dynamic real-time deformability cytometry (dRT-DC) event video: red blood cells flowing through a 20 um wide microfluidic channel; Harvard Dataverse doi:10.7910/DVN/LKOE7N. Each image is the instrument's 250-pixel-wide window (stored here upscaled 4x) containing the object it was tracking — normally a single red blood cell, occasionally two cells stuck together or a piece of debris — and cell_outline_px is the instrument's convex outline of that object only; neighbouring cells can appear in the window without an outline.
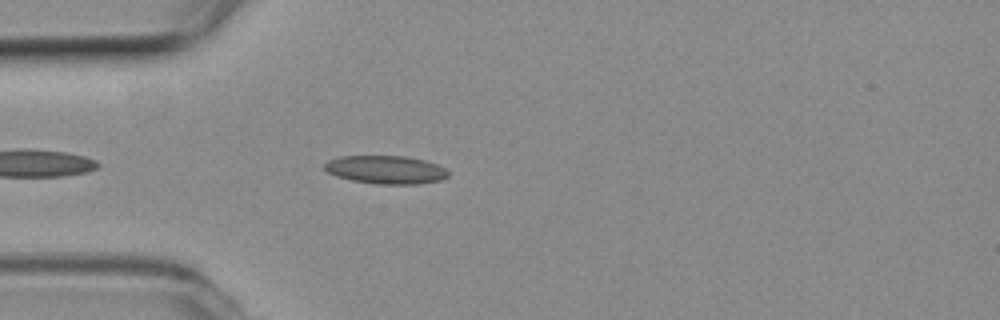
{"species": "common noctule bat (a hibernating species)", "species_latin": "Nyctalus noctula", "temperature_condition": "room temperature", "stored_images_in_passage": 25, "camera_frame_rate_fps": 3000, "um_per_image_px": 0.085, "animal": {"sex": "female", "body_mass_g": 19.3, "forearm_length_mm": 54.1}, "frame": {"image": 1, "passage_image": 4, "time_ms": 1.0, "image_size_px": [1000, 320], "cell_outline_px": [[448, 176], [440, 180], [420, 184], [376, 184], [352, 180], [336, 176], [328, 172], [324, 168], [324, 164], [328, 160], [340, 156], [404, 156], [424, 160], [436, 164], [444, 168], [448, 172]], "centroid_in_image_um": [32.78, 14.42], "position_along_channel_um": 52.2, "area_um2": 20.29}}
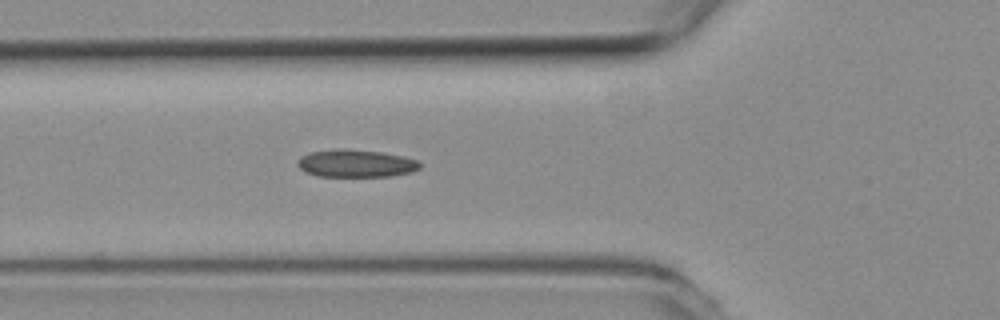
{"frame": {"image": 2, "passage_image": 8, "time_ms": 2.333, "image_size_px": [1000, 320], "cell_outline_px": [[420, 168], [412, 172], [392, 176], [320, 176], [304, 172], [296, 164], [300, 156], [312, 152], [336, 148], [344, 148], [380, 152], [404, 156], [416, 160], [420, 164]], "centroid_in_image_um": [30.23, 13.88], "position_along_channel_um": 95.6, "area_um2": 19.71}}
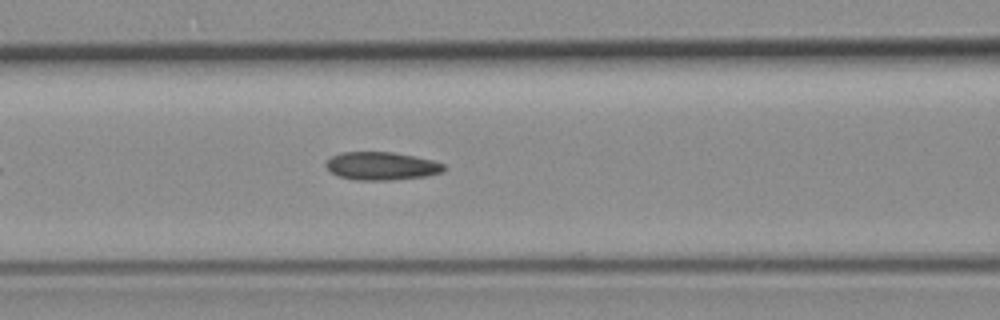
{"frame": {"image": 3, "passage_image": 11, "time_ms": 3.333, "image_size_px": [1000, 320], "cell_outline_px": [[444, 172], [428, 176], [392, 180], [356, 180], [336, 176], [324, 164], [332, 156], [340, 152], [392, 152], [416, 156], [432, 160], [444, 164]], "centroid_in_image_um": [32.44, 14.11], "position_along_channel_um": 134.2, "area_um2": 19.42}}